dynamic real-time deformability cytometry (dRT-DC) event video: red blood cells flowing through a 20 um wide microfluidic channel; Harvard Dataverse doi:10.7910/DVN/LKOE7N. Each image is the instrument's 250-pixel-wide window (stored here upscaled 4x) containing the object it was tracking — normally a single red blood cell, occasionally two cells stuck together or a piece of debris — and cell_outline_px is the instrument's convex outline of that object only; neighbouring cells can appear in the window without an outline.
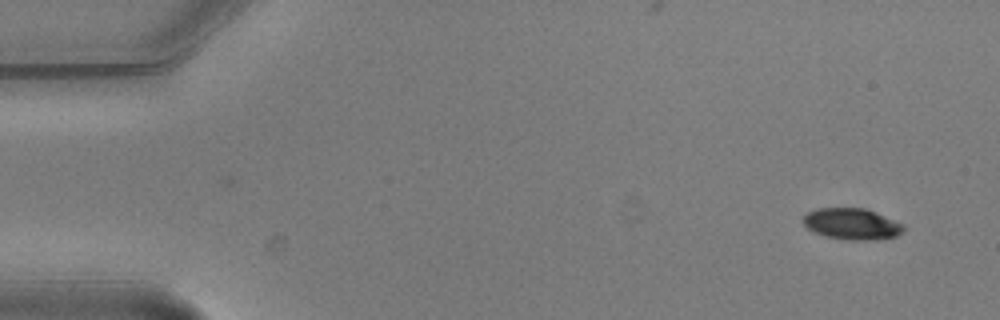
{"species": "common noctule bat (a hibernating species)", "species_latin": "Nyctalus noctula", "temperature_condition": "warm", "stored_images_in_passage": 5, "camera_frame_rate_fps": 3000, "um_per_image_px": 0.085, "animal": {"sex": "male", "body_mass_g": 20.5, "forearm_length_mm": 52.5}, "frame": {"image": 1, "passage_image": 1, "time_ms": 0.0, "image_size_px": [1000, 320], "cell_outline_px": [[904, 232], [896, 236], [876, 240], [848, 240], [824, 236], [812, 232], [804, 224], [804, 216], [808, 212], [820, 208], [864, 208], [876, 212], [904, 224]], "centroid_in_image_um": [72.44, 19.04], "position_along_channel_um": 12.6, "area_um2": 18.38}}
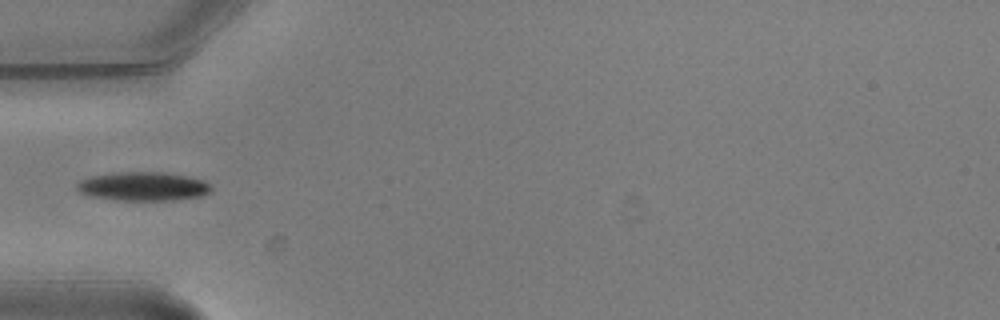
{"frame": {"image": 2, "passage_image": 5, "time_ms": 1.333, "image_size_px": [1000, 320], "cell_outline_px": [[212, 188], [208, 192], [200, 196], [172, 200], [116, 200], [92, 196], [80, 192], [76, 188], [76, 184], [80, 180], [88, 176], [116, 172], [164, 172], [188, 176], [204, 180]], "centroid_in_image_um": [12.13, 15.83], "position_along_channel_um": 72.9, "area_um2": 22.54}}